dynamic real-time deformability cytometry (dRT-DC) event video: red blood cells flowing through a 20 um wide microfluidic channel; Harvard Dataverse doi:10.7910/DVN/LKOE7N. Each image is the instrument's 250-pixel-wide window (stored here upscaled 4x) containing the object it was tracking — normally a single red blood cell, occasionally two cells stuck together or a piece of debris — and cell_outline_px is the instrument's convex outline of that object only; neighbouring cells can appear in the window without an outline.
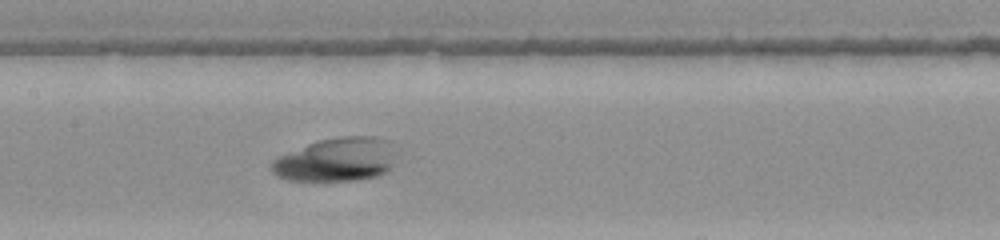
{"species": "common noctule bat (a hibernating species)", "species_latin": "Nyctalus noctula", "temperature_condition": "warm", "stored_images_in_passage": 49, "segment_of_instrument_passage": [1, 3], "camera_frame_rate_fps": 3000, "um_per_image_px": 0.085, "animal": {"sex": "female", "body_mass_g": 22.0, "forearm_length_mm": 56.7}, "frame": {"image": 1, "passage_image": 21, "time_ms": 6.667, "image_size_px": [1000, 240], "cell_outline_px": [[400, 152], [392, 168], [388, 172], [380, 176], [356, 180], [288, 180], [276, 176], [268, 168], [272, 160], [280, 156], [308, 144], [320, 140], [340, 136], [372, 136], [388, 140]], "centroid_in_image_um": [28.69, 13.57], "position_along_channel_um": 178.7, "area_um2": 32.37}}